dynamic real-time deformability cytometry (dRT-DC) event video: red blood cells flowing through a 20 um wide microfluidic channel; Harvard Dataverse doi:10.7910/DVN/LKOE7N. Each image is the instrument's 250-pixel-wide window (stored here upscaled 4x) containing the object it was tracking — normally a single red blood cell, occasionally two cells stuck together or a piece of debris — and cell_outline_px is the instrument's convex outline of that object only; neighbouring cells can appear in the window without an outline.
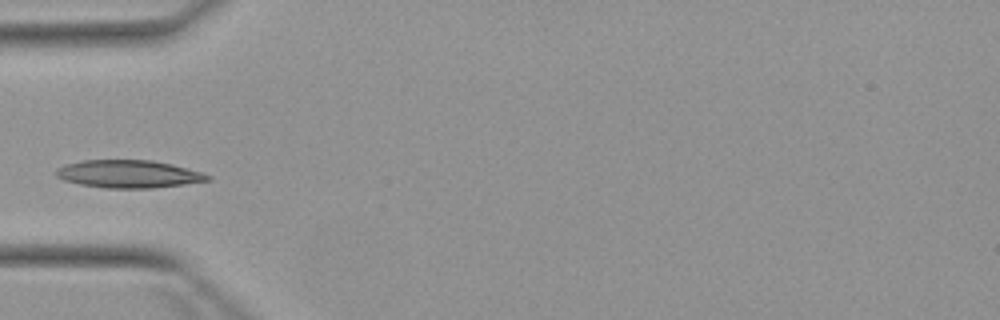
{"species": "Egyptian fruit bat (a non-hibernating species)", "species_latin": "Rousettus aegyptiacus", "temperature_condition": "warm", "stored_images_in_passage": 2, "camera_frame_rate_fps": 3000, "um_per_image_px": 0.085, "animal": {"sex": "female"}, "frame": {"image": 1, "passage_image": 2, "time_ms": 1.667, "image_size_px": [1000, 320], "cell_outline_px": [[212, 180], [184, 184], [152, 188], [104, 188], [80, 184], [64, 180], [56, 176], [56, 168], [64, 164], [84, 160], [152, 160], [172, 164], [200, 172], [212, 176]], "centroid_in_image_um": [10.92, 14.79], "position_along_channel_um": 74.1, "area_um2": 24.51}}